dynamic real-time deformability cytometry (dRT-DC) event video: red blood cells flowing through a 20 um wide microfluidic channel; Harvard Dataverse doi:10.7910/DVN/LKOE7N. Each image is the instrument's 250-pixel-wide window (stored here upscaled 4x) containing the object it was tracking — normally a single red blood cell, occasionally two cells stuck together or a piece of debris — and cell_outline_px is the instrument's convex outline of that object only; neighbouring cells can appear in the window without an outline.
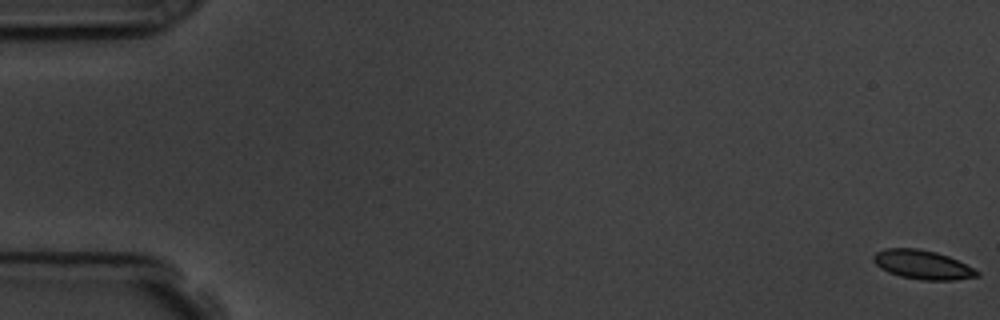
{"species": "common noctule bat (a hibernating species)", "species_latin": "Nyctalus noctula", "temperature_condition": "room temperature", "stored_images_in_passage": 58, "camera_frame_rate_fps": 3000, "um_per_image_px": 0.085, "animal": {"sex": "male", "body_mass_g": 19.5, "forearm_length_mm": 54.6}, "frame": {"image": 1, "passage_image": 1, "time_ms": 0.0, "image_size_px": [1000, 320], "cell_outline_px": [[980, 276], [952, 280], [920, 280], [900, 276], [888, 272], [880, 268], [872, 260], [872, 256], [876, 252], [884, 248], [920, 248], [936, 252], [948, 256], [980, 272]], "centroid_in_image_um": [78.37, 22.49], "position_along_channel_um": 6.6, "area_um2": 17.51}}
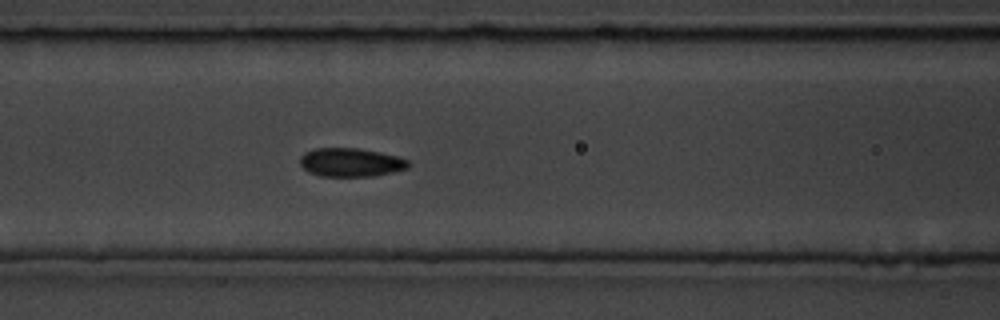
{"frame": {"image": 2, "passage_image": 25, "time_ms": 8.0, "image_size_px": [1000, 320], "cell_outline_px": [[412, 164], [408, 168], [392, 172], [372, 176], [320, 176], [308, 172], [300, 164], [300, 156], [304, 152], [312, 148], [360, 148], [380, 152], [396, 156], [408, 160]], "centroid_in_image_um": [29.8, 13.79], "position_along_channel_um": 136.8, "area_um2": 18.21}}
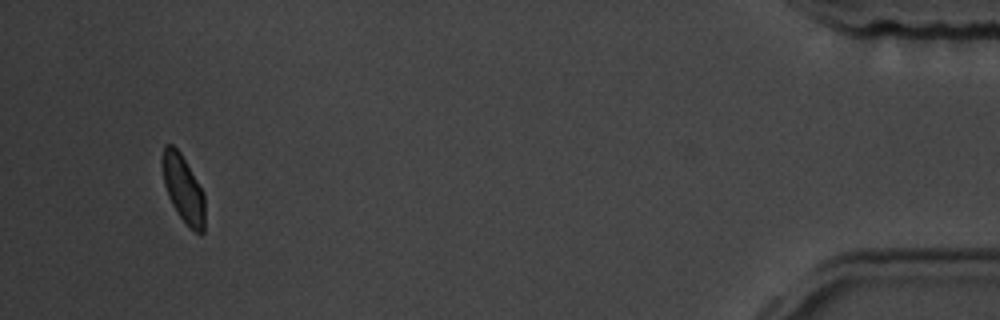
{"frame": {"image": 3, "passage_image": 55, "time_ms": 18.0, "image_size_px": [1000, 320], "cell_outline_px": [[204, 232], [200, 236], [180, 216], [172, 204], [168, 196], [164, 184], [164, 144], [172, 144], [180, 152], [204, 192]], "centroid_in_image_um": [15.61, 16.07], "position_along_channel_um": 419.6, "area_um2": 16.13}, "authors_computed_cell_mechanics": {"area_um2": 17.7735, "velocity_mm_per_s": 3.5875, "shape_relaxation_time_tau1_ms": null, "shape_relaxation_time_tau2_ms": 0.5334, "deformation_change_tau1": null, "deformation_change_tau2": 0.0534}}